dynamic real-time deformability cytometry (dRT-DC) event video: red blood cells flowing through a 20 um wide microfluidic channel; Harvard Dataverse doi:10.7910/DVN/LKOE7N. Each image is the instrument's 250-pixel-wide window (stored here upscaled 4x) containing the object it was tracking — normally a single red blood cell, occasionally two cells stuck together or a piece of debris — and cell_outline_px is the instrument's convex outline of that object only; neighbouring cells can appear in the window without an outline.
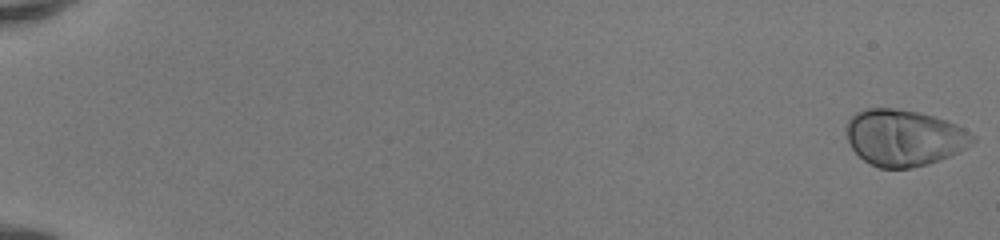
{"species": "human", "species_latin": "Homo sapiens", "temperature_condition": "room temperature", "stored_images_in_passage": 51, "camera_frame_rate_fps": 3000, "um_per_image_px": 0.085, "donor": {"sex": "female"}, "frame": {"image": 1, "passage_image": 1, "time_ms": 0.0, "image_size_px": [1000, 240], "cell_outline_px": [[976, 140], [972, 144], [940, 160], [928, 164], [908, 168], [880, 168], [864, 160], [852, 148], [848, 140], [848, 120], [856, 112], [864, 108], [892, 108], [916, 112], [932, 116], [956, 124], [964, 128], [976, 136]], "centroid_in_image_um": [76.86, 11.7], "position_along_channel_um": 8.1, "area_um2": 41.04}}
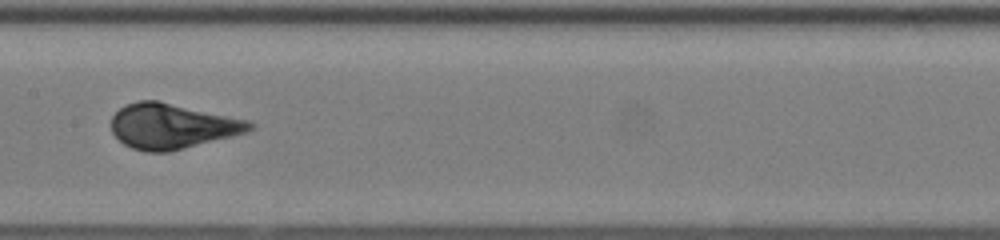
{"frame": {"image": 2, "passage_image": 29, "time_ms": 9.333, "image_size_px": [1000, 240], "cell_outline_px": [[256, 124], [248, 132], [168, 152], [144, 152], [132, 148], [124, 144], [112, 132], [112, 116], [120, 108], [128, 104], [140, 100], [156, 100], [248, 120]], "centroid_in_image_um": [14.62, 10.73], "position_along_channel_um": 192.8, "area_um2": 36.07}}
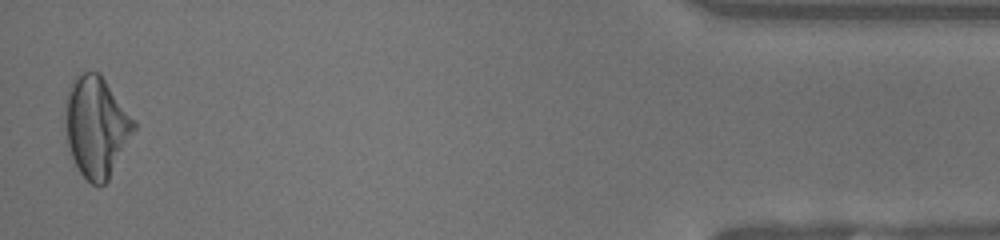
{"frame": {"image": 3, "passage_image": 51, "time_ms": 16.667, "image_size_px": [1000, 240], "cell_outline_px": [[136, 128], [108, 180], [104, 184], [92, 184], [80, 172], [72, 156], [68, 144], [64, 124], [64, 104], [68, 88], [72, 80], [76, 76], [84, 72], [100, 72], [136, 120]], "centroid_in_image_um": [8.18, 10.71], "position_along_channel_um": 427.0, "area_um2": 40.46}, "authors_computed_cell_mechanics": {"area_um2": 37.3388, "velocity_mm_per_s": 4.1561, "shape_relaxation_time_tau1_ms": 4.0391, "shape_relaxation_time_tau2_ms": null, "deformation_change_tau1": 0.1968, "deformation_change_tau2": null}}